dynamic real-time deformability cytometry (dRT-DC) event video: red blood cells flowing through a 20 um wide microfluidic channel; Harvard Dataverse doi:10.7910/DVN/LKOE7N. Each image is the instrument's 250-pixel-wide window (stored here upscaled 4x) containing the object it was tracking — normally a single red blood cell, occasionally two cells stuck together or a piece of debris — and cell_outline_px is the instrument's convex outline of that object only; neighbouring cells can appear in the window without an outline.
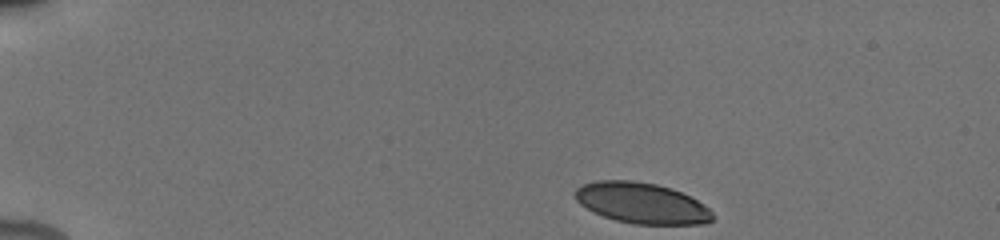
{"species": "human", "species_latin": "Homo sapiens", "temperature_condition": "cold", "stored_images_in_passage": 7, "camera_frame_rate_fps": 3000, "um_per_image_px": 0.085, "donor": {"sex": "male"}, "frame": {"image": 1, "passage_image": 1, "time_ms": 0.0, "image_size_px": [1000, 240], "cell_outline_px": [[716, 216], [708, 224], [636, 224], [616, 220], [592, 212], [580, 204], [576, 200], [576, 188], [584, 184], [596, 180], [632, 180], [656, 184], [672, 188], [704, 204]], "centroid_in_image_um": [54.56, 17.26], "position_along_channel_um": 30.4, "area_um2": 32.71}}